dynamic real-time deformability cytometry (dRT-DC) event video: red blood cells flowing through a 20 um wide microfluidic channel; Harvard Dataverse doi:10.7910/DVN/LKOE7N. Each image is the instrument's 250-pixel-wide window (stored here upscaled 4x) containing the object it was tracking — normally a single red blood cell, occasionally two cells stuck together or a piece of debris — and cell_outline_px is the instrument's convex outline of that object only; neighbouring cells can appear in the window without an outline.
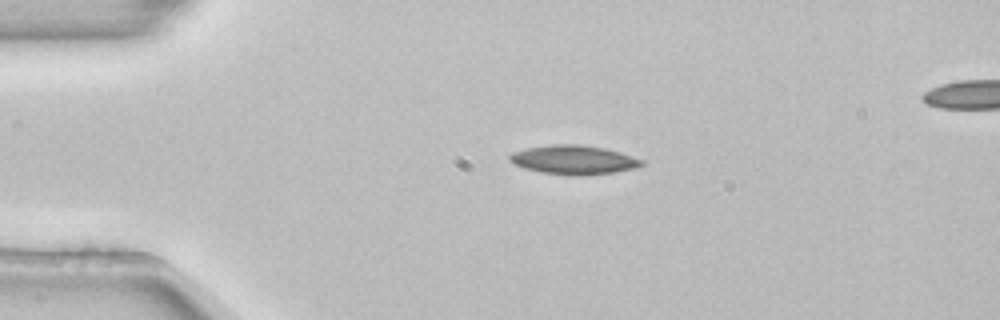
{"species": "common noctule bat (a hibernating species)", "species_latin": "Nyctalus noctula", "temperature_condition": "room temperature", "stored_images_in_passage": 4, "segment_of_instrument_passage": [1, 2], "camera_frame_rate_fps": 3000, "um_per_image_px": 0.085, "animal": {"sex": "female", "body_mass_g": 22.7, "forearm_length_mm": 54.2}, "frame": {"image": 1, "passage_image": 2, "time_ms": 0.333, "image_size_px": [1000, 320], "cell_outline_px": [[644, 164], [632, 168], [612, 172], [584, 176], [572, 176], [540, 172], [524, 168], [508, 160], [508, 156], [512, 152], [528, 148], [552, 144], [580, 144], [604, 148], [620, 152], [644, 160]], "centroid_in_image_um": [48.74, 13.58], "position_along_channel_um": 36.3, "area_um2": 22.31}}